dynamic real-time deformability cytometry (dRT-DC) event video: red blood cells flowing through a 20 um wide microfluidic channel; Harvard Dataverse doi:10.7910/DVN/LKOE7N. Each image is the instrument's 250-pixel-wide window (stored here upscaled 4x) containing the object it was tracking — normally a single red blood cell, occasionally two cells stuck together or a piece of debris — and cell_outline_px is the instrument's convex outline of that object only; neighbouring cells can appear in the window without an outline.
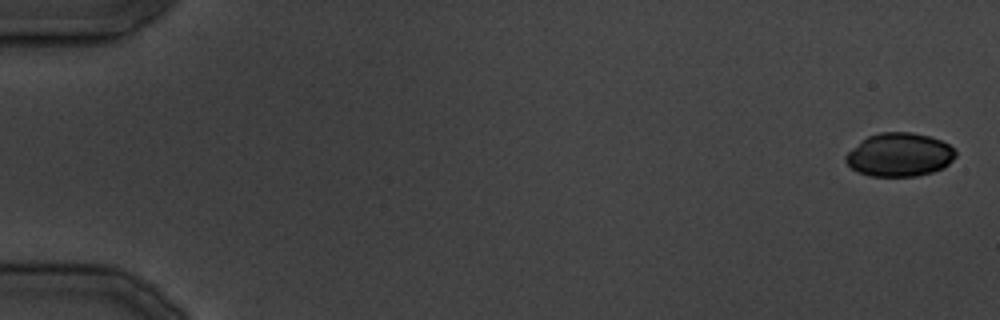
{"species": "common noctule bat (a hibernating species)", "species_latin": "Nyctalus noctula", "temperature_condition": "cold", "stored_images_in_passage": 13, "camera_frame_rate_fps": 3000, "um_per_image_px": 0.085, "animal": {"sex": "male", "body_mass_g": 19.5, "forearm_length_mm": 54.6}, "frame": {"image": 1, "passage_image": 1, "time_ms": 0.0, "image_size_px": [1000, 320], "cell_outline_px": [[956, 156], [944, 168], [932, 172], [916, 176], [868, 176], [856, 172], [844, 160], [844, 156], [860, 140], [868, 136], [880, 132], [912, 132], [928, 136], [940, 140], [956, 148]], "centroid_in_image_um": [76.44, 13.15], "position_along_channel_um": 8.6, "area_um2": 28.09}}
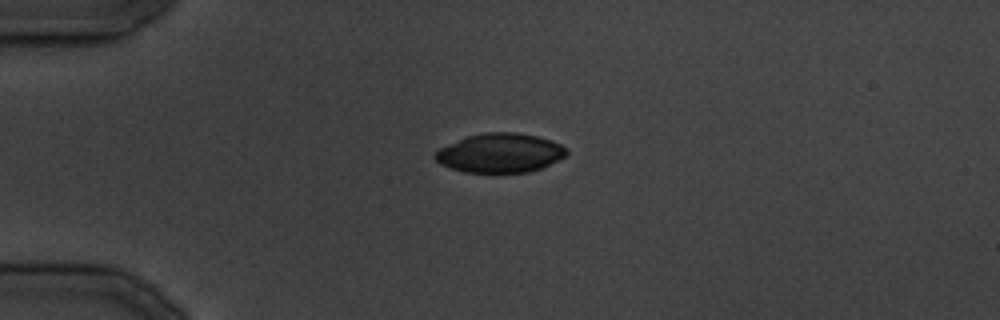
{"frame": {"image": 2, "passage_image": 9, "time_ms": 10.0, "image_size_px": [1000, 320], "cell_outline_px": [[568, 152], [564, 156], [544, 168], [528, 172], [464, 172], [440, 164], [432, 156], [440, 148], [468, 136], [484, 132], [516, 132], [536, 136], [552, 140], [568, 148]], "centroid_in_image_um": [42.53, 13.0], "position_along_channel_um": 42.5, "area_um2": 29.94}}